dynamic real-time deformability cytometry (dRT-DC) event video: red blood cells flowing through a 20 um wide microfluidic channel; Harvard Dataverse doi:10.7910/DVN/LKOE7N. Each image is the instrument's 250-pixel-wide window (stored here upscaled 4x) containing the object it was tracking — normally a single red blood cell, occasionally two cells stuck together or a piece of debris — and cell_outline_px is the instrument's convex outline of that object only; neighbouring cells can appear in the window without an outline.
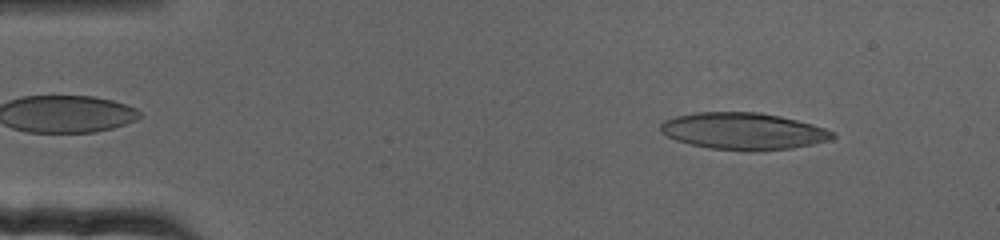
{"species": "human", "species_latin": "Homo sapiens", "temperature_condition": "cold", "stored_images_in_passage": 68, "camera_frame_rate_fps": 3000, "um_per_image_px": 0.085, "donor": {"sex": "female"}, "frame": {"image": 1, "passage_image": 6, "time_ms": 1.667, "image_size_px": [1000, 240], "cell_outline_px": [[836, 136], [832, 140], [792, 148], [708, 148], [676, 140], [660, 132], [660, 124], [664, 120], [676, 116], [696, 112], [756, 112], [780, 116], [812, 124], [836, 132]], "centroid_in_image_um": [63.18, 11.1], "position_along_channel_um": 21.8, "area_um2": 35.95}}
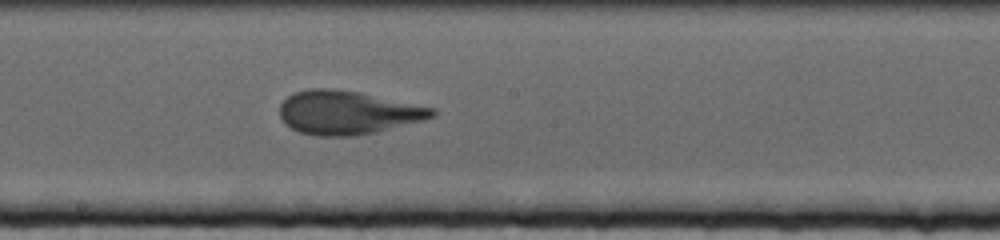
{"frame": {"image": 2, "passage_image": 36, "time_ms": 11.667, "image_size_px": [1000, 240], "cell_outline_px": [[436, 116], [424, 120], [376, 132], [352, 136], [316, 136], [300, 132], [284, 124], [280, 116], [280, 104], [292, 92], [308, 88], [332, 88], [360, 92], [436, 108]], "centroid_in_image_um": [29.54, 9.56], "position_along_channel_um": 218.7, "area_um2": 39.02}}
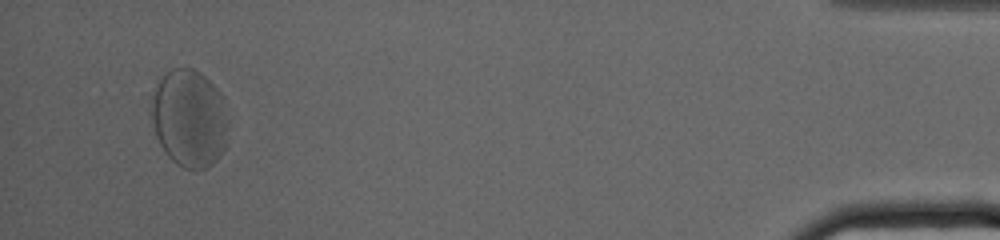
{"frame": {"image": 3, "passage_image": 65, "time_ms": 21.333, "image_size_px": [1000, 240], "cell_outline_px": [[228, 144], [220, 156], [208, 168], [184, 168], [176, 164], [168, 156], [160, 144], [156, 136], [148, 104], [152, 92], [160, 80], [172, 68], [192, 68], [200, 72], [224, 96], [228, 120]], "centroid_in_image_um": [16.11, 10.06], "position_along_channel_um": 419.1, "area_um2": 44.56}}